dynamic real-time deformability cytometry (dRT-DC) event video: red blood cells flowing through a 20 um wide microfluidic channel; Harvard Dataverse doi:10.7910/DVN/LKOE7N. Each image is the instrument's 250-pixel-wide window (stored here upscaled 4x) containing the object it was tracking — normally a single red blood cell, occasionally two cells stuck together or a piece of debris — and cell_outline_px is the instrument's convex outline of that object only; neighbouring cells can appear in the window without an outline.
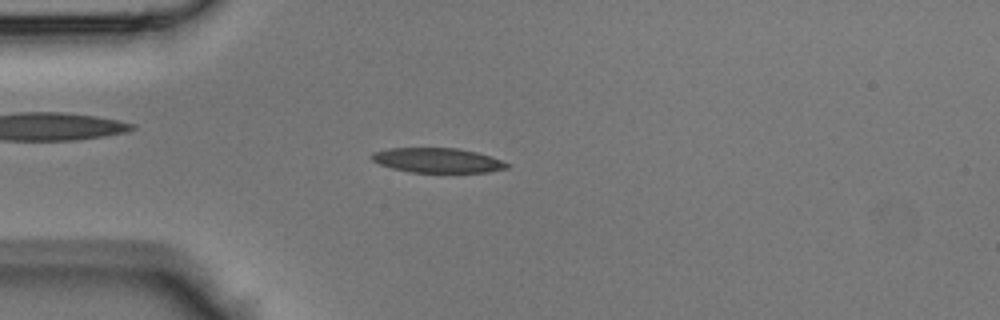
{"species": "Egyptian fruit bat (a non-hibernating species)", "species_latin": "Rousettus aegyptiacus", "temperature_condition": "room temperature", "stored_images_in_passage": 44, "camera_frame_rate_fps": 3000, "um_per_image_px": 0.085, "animal": {"sex": "male"}, "frame": {"image": 1, "passage_image": 11, "time_ms": 3.333, "image_size_px": [1000, 320], "cell_outline_px": [[508, 168], [488, 172], [412, 172], [392, 168], [380, 164], [372, 160], [368, 156], [372, 152], [388, 148], [460, 148], [476, 152], [500, 160], [508, 164]], "centroid_in_image_um": [37.13, 13.62], "position_along_channel_um": 47.9, "area_um2": 19.36}}
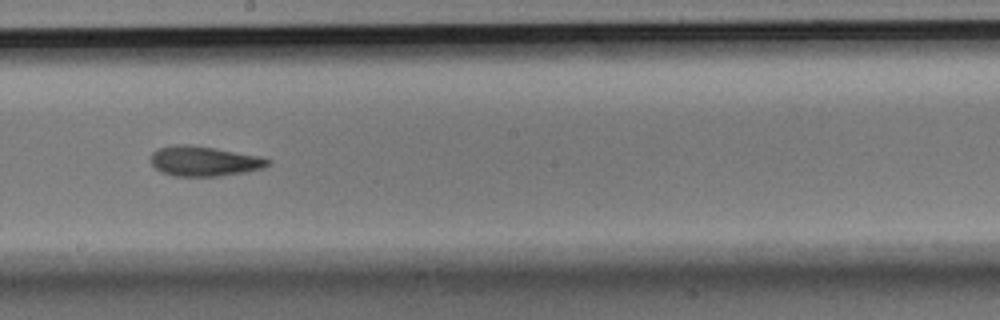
{"frame": {"image": 2, "passage_image": 24, "time_ms": 7.667, "image_size_px": [1000, 320], "cell_outline_px": [[272, 164], [264, 168], [244, 172], [220, 176], [172, 176], [160, 172], [152, 164], [152, 152], [156, 148], [176, 144], [188, 144], [216, 148], [260, 156], [272, 160]], "centroid_in_image_um": [17.37, 13.69], "position_along_channel_um": 230.8, "area_um2": 20.69}}
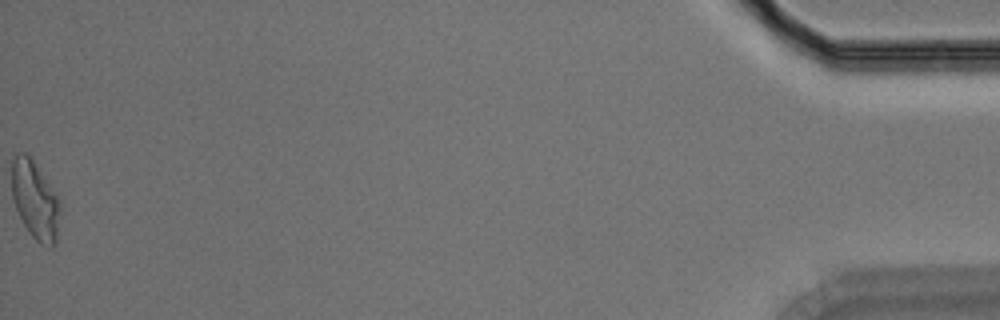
{"frame": {"image": 3, "passage_image": 44, "time_ms": 14.333, "image_size_px": [1000, 320], "cell_outline_px": [[60, 212], [56, 244], [52, 248], [48, 248], [40, 244], [28, 232], [16, 208], [12, 196], [12, 152], [24, 152], [32, 160], [60, 200]], "centroid_in_image_um": [2.98, 17.04], "position_along_channel_um": 432.2, "area_um2": 22.02}}